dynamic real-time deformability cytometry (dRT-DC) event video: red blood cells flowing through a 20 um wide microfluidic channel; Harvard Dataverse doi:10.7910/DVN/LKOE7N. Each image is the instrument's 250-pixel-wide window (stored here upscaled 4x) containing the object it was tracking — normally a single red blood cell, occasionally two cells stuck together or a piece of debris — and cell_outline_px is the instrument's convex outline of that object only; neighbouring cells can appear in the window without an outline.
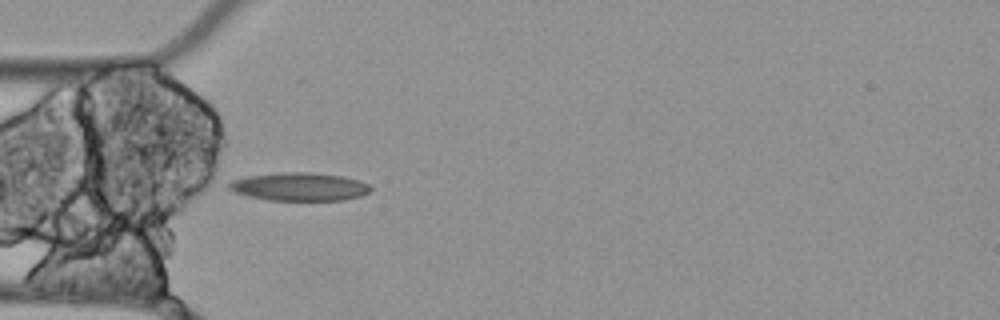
{"species": "Egyptian fruit bat (a non-hibernating species)", "species_latin": "Rousettus aegyptiacus", "temperature_condition": "cold", "stored_images_in_passage": 8, "camera_frame_rate_fps": 3000, "um_per_image_px": 0.085, "animal": {"sex": "female"}, "frame": {"image": 1, "passage_image": 4, "time_ms": 1.0, "image_size_px": [1000, 320], "cell_outline_px": [[372, 188], [368, 192], [360, 196], [344, 200], [268, 200], [248, 196], [232, 192], [228, 188], [228, 184], [232, 180], [248, 176], [280, 172], [312, 172], [340, 176], [360, 180], [368, 184]], "centroid_in_image_um": [25.43, 15.87], "position_along_channel_um": 59.6, "area_um2": 23.29}}
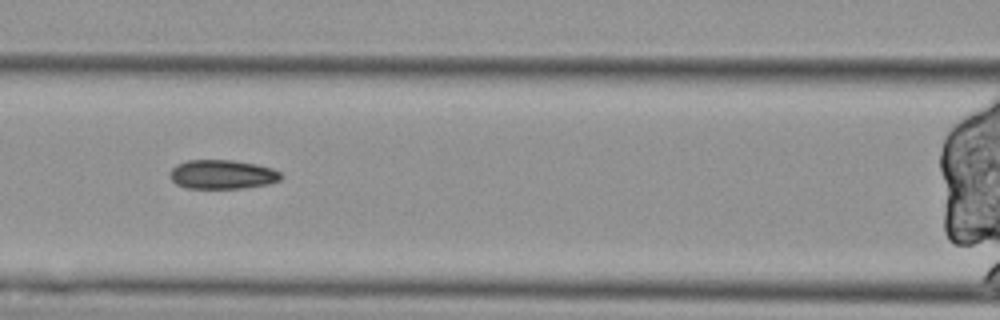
{"frame": {"image": 2, "passage_image": 6, "time_ms": 1.667, "image_size_px": [1000, 320], "cell_outline_px": [[284, 176], [280, 180], [268, 184], [244, 188], [188, 188], [176, 184], [168, 176], [172, 168], [176, 164], [188, 160], [232, 160], [256, 164], [272, 168], [280, 172]], "centroid_in_image_um": [18.9, 14.82], "position_along_channel_um": 147.7, "area_um2": 18.96}}
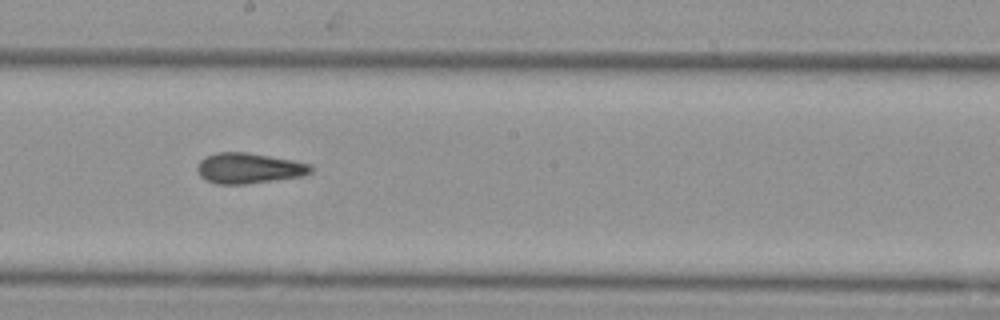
{"frame": {"image": 3, "passage_image": 8, "time_ms": 2.333, "image_size_px": [1000, 320], "cell_outline_px": [[312, 172], [304, 176], [244, 184], [216, 184], [204, 180], [200, 176], [196, 168], [200, 160], [216, 152], [248, 152], [292, 160], [312, 164]], "centroid_in_image_um": [21.15, 14.3], "position_along_channel_um": 227.0, "area_um2": 20.29}}